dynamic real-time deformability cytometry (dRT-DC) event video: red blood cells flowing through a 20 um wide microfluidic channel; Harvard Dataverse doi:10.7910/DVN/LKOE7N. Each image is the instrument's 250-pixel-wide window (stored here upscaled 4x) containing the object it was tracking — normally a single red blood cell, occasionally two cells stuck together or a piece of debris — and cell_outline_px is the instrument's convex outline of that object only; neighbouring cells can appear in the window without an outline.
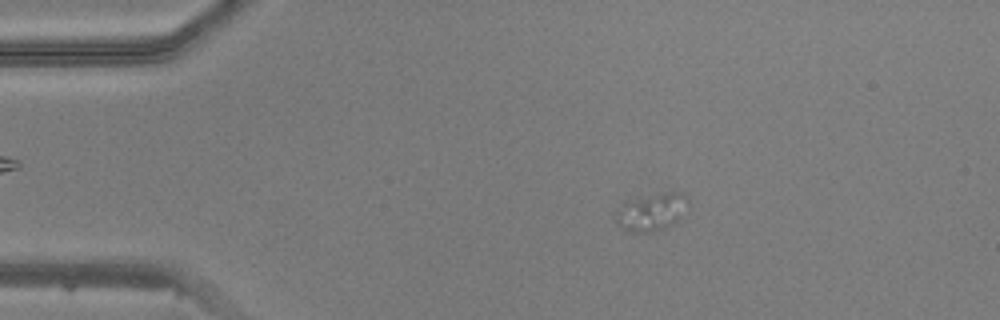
{"species": "common noctule bat (a hibernating species)", "species_latin": "Nyctalus noctula", "temperature_condition": "warm", "stored_images_in_passage": 22, "camera_frame_rate_fps": 3000, "um_per_image_px": 0.085, "animal": {"sex": "male", "body_mass_g": 20.5, "forearm_length_mm": 52.5}, "frame": {"image": 1, "passage_image": 11, "time_ms": 3.333, "image_size_px": [1000, 320], "cell_outline_px": [[688, 212], [676, 224], [668, 228], [652, 232], [632, 232], [624, 228], [616, 220], [616, 212], [640, 200], [664, 192], [684, 192], [688, 200]], "centroid_in_image_um": [55.6, 18.07], "position_along_channel_um": 29.4, "area_um2": 15.2}}